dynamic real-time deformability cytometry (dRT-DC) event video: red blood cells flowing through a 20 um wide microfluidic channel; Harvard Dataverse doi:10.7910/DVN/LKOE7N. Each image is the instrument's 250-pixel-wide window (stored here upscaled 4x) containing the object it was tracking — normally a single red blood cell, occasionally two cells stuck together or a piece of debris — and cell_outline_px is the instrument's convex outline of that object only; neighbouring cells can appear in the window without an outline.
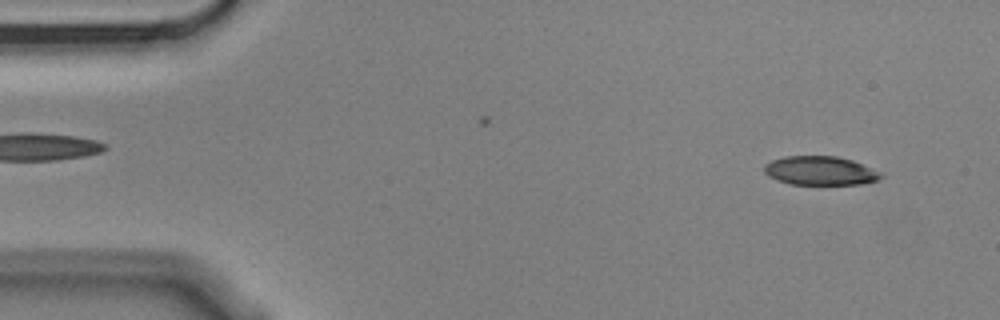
{"species": "Egyptian fruit bat (a non-hibernating species)", "species_latin": "Rousettus aegyptiacus", "temperature_condition": "cold", "stored_images_in_passage": 7, "camera_frame_rate_fps": 3000, "um_per_image_px": 0.085, "animal": {"sex": "male"}, "frame": {"image": 1, "passage_image": 1, "time_ms": 0.0, "image_size_px": [1000, 320], "cell_outline_px": [[884, 176], [880, 180], [860, 184], [792, 184], [776, 180], [768, 176], [764, 172], [764, 164], [772, 160], [784, 156], [836, 156], [852, 160], [880, 172]], "centroid_in_image_um": [69.7, 14.51], "position_along_channel_um": 15.3, "area_um2": 19.65}}
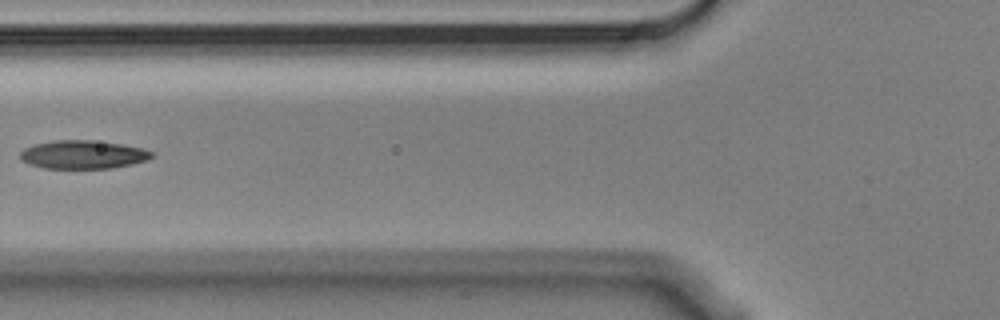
{"frame": {"image": 2, "passage_image": 5, "time_ms": 1.333, "image_size_px": [1000, 320], "cell_outline_px": [[152, 156], [148, 160], [132, 164], [112, 168], [44, 168], [28, 164], [20, 160], [20, 152], [24, 148], [36, 144], [56, 140], [92, 140], [124, 144], [144, 148], [152, 152]], "centroid_in_image_um": [7.06, 13.14], "position_along_channel_um": 118.7, "area_um2": 21.85}}
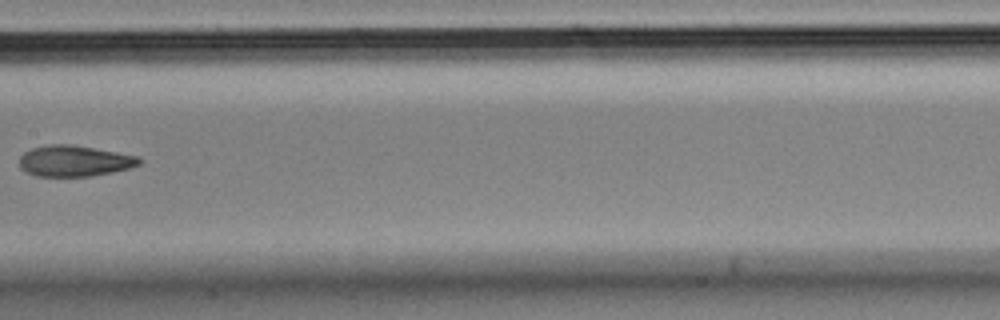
{"frame": {"image": 3, "passage_image": 7, "time_ms": 2.0, "image_size_px": [1000, 320], "cell_outline_px": [[144, 160], [140, 164], [132, 168], [92, 176], [36, 176], [24, 172], [20, 168], [20, 156], [24, 152], [32, 148], [48, 144], [72, 144], [140, 156]], "centroid_in_image_um": [6.35, 13.68], "position_along_channel_um": 201.0, "area_um2": 21.96}}